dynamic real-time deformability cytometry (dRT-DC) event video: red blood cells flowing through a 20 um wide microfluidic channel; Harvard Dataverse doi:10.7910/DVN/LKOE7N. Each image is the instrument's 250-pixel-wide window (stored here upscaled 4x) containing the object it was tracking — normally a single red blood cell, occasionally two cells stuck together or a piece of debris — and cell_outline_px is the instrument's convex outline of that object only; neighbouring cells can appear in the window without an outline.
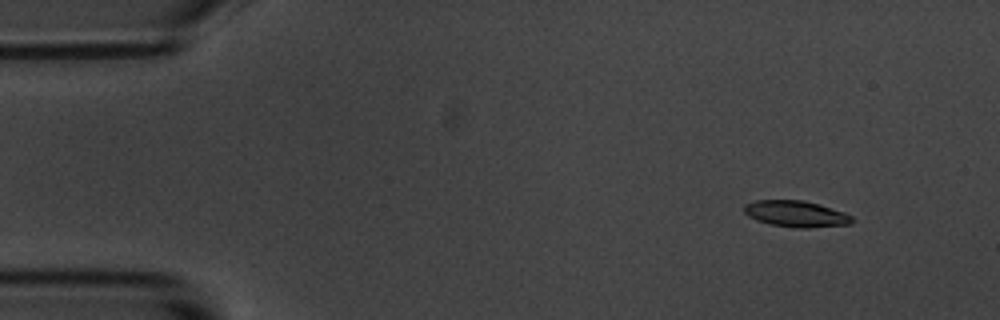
{"species": "common noctule bat (a hibernating species)", "species_latin": "Nyctalus noctula", "temperature_condition": "room temperature", "stored_images_in_passage": 53, "camera_frame_rate_fps": 3000, "um_per_image_px": 0.085, "animal": {"sex": "male", "body_mass_g": 20.1, "forearm_length_mm": 53.5}, "frame": {"image": 1, "passage_image": 1, "time_ms": 0.0, "image_size_px": [1000, 320], "cell_outline_px": [[856, 220], [852, 224], [808, 228], [796, 228], [768, 224], [756, 220], [748, 216], [744, 212], [744, 204], [756, 200], [804, 200], [820, 204], [844, 212], [852, 216]], "centroid_in_image_um": [67.68, 18.18], "position_along_channel_um": 17.3, "area_um2": 16.82}}
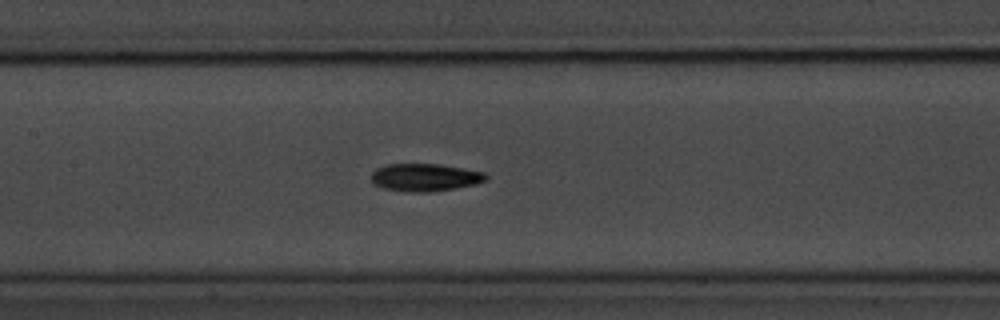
{"frame": {"image": 2, "passage_image": 22, "time_ms": 7.0, "image_size_px": [1000, 320], "cell_outline_px": [[488, 180], [476, 184], [456, 188], [432, 192], [404, 192], [384, 188], [372, 184], [372, 172], [376, 168], [388, 164], [440, 164], [484, 172], [488, 176]], "centroid_in_image_um": [36.13, 15.09], "position_along_channel_um": 171.3, "area_um2": 18.67}}
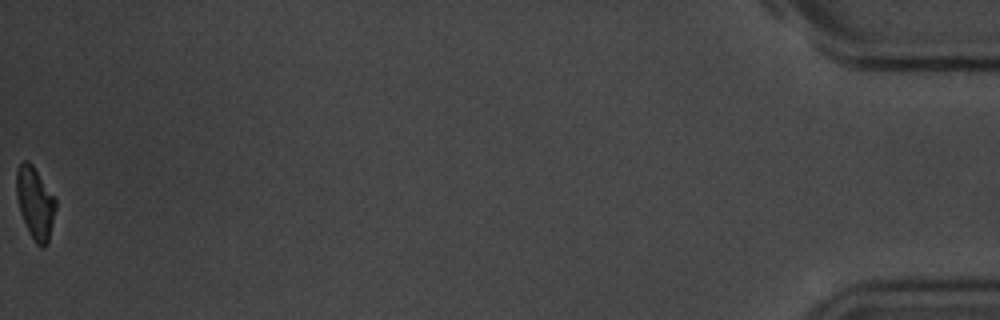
{"frame": {"image": 3, "passage_image": 53, "time_ms": 17.333, "image_size_px": [1000, 320], "cell_outline_px": [[56, 208], [48, 244], [44, 248], [40, 248], [36, 244], [28, 232], [20, 212], [16, 196], [16, 172], [20, 164], [24, 160], [28, 160], [32, 164], [56, 200]], "centroid_in_image_um": [2.98, 17.3], "position_along_channel_um": 432.2, "area_um2": 16.53}, "authors_computed_cell_mechanics": {"area_um2": 17.629, "velocity_mm_per_s": 3.5026, "shape_relaxation_time_tau1_ms": 2.7603, "shape_relaxation_time_tau2_ms": 8.5521, "deformation_change_tau1": 0.1659, "deformation_change_tau2": 0.1591}}